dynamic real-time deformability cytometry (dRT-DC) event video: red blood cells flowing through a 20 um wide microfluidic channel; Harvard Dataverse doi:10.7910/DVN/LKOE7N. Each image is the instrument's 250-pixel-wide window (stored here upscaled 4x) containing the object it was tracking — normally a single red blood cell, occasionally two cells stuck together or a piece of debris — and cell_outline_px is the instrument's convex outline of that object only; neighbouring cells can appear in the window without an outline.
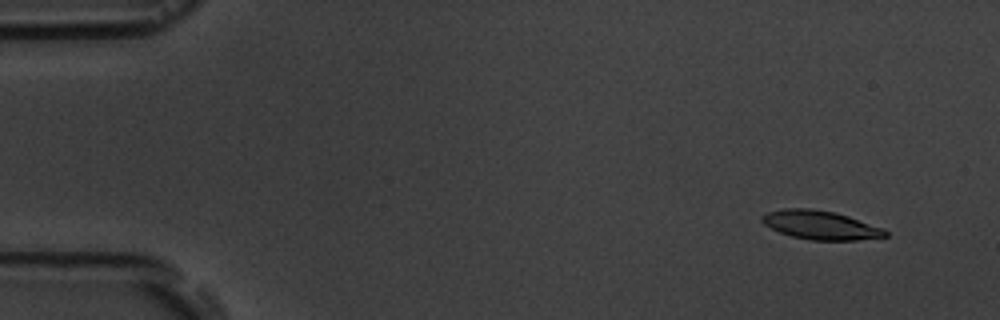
{"species": "common noctule bat (a hibernating species)", "species_latin": "Nyctalus noctula", "temperature_condition": "room temperature", "stored_images_in_passage": 7, "camera_frame_rate_fps": 3000, "um_per_image_px": 0.085, "animal": {"sex": "male", "body_mass_g": 19.5, "forearm_length_mm": 54.6}, "frame": {"image": 1, "passage_image": 1, "time_ms": 0.0, "image_size_px": [1000, 320], "cell_outline_px": [[888, 236], [856, 240], [812, 240], [792, 236], [780, 232], [764, 224], [760, 220], [760, 216], [768, 212], [784, 208], [812, 208], [836, 212], [884, 228], [888, 232]], "centroid_in_image_um": [69.75, 19.12], "position_along_channel_um": 15.3, "area_um2": 20.69}}
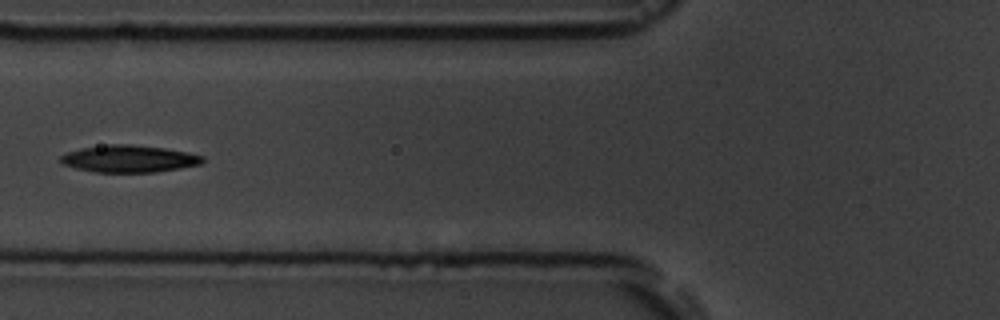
{"frame": {"image": 2, "passage_image": 6, "time_ms": 5.667, "image_size_px": [1000, 320], "cell_outline_px": [[204, 160], [200, 164], [180, 168], [156, 172], [92, 172], [60, 164], [60, 156], [68, 152], [80, 148], [108, 144], [132, 144], [164, 148], [188, 152], [204, 156]], "centroid_in_image_um": [10.94, 13.49], "position_along_channel_um": 114.9, "area_um2": 22.54}}
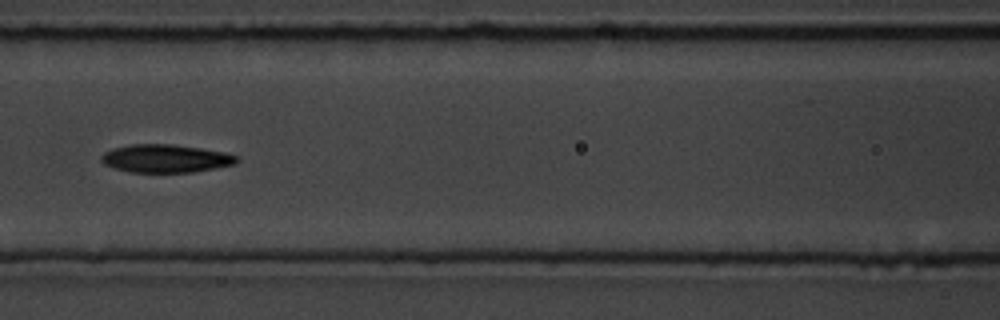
{"frame": {"image": 3, "passage_image": 7, "time_ms": 6.667, "image_size_px": [1000, 320], "cell_outline_px": [[240, 160], [236, 164], [216, 168], [192, 172], [132, 172], [116, 168], [104, 164], [100, 160], [100, 156], [104, 152], [112, 148], [132, 144], [172, 144], [200, 148], [224, 152], [240, 156]], "centroid_in_image_um": [14.11, 13.47], "position_along_channel_um": 152.5, "area_um2": 22.25}}